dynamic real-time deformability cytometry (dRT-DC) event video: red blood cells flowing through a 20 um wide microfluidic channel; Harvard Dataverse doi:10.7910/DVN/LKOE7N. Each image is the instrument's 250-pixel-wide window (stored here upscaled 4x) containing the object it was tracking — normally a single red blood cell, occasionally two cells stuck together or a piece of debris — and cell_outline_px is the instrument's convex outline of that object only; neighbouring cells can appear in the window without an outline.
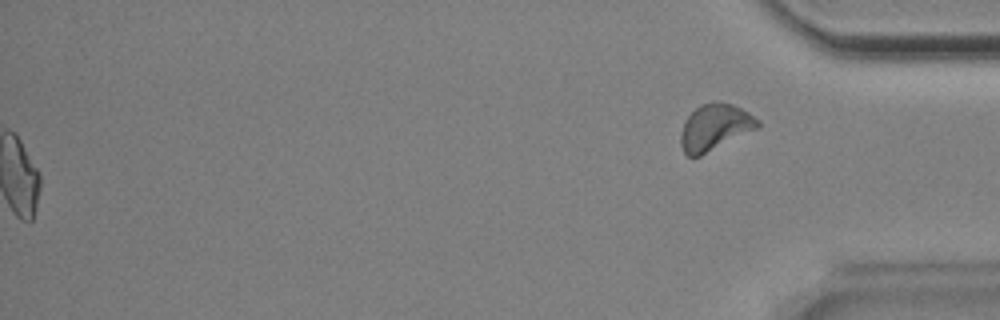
{"species": "Egyptian fruit bat (a non-hibernating species)", "species_latin": "Rousettus aegyptiacus", "temperature_condition": "room temperature", "stored_images_in_passage": 53, "segment_of_instrument_passage": [2, 2], "camera_frame_rate_fps": 3000, "um_per_image_px": 0.085, "animal": {"sex": "male"}, "frame": {"image": 1, "passage_image": 53, "time_ms": 17.333, "image_size_px": [1000, 320], "cell_outline_px": [[760, 128], [700, 156], [688, 156], [684, 152], [680, 144], [680, 132], [688, 116], [700, 104], [712, 100], [716, 100], [732, 104], [748, 112], [760, 120]], "centroid_in_image_um": [60.78, 10.8], "position_along_channel_um": 374.4, "area_um2": 21.04}}